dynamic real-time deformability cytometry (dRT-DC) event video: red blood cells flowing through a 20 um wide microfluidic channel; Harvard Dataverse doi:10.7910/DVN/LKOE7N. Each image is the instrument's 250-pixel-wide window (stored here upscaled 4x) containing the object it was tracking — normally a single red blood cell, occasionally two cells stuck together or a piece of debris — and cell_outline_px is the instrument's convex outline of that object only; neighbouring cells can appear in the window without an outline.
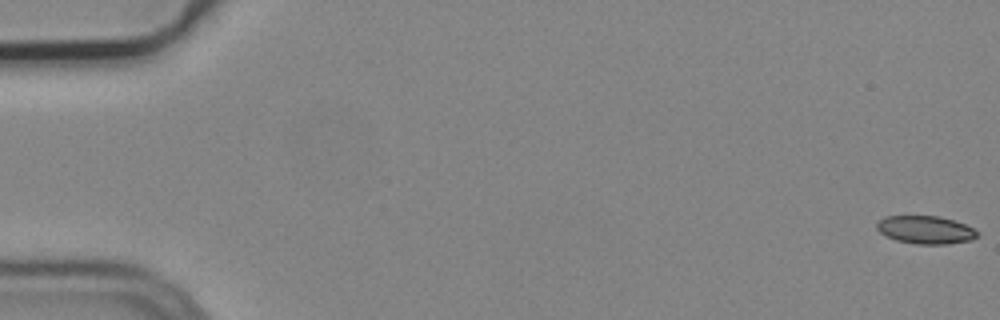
{"species": "common noctule bat (a hibernating species)", "species_latin": "Nyctalus noctula", "temperature_condition": "cold", "stored_images_in_passage": 5, "camera_frame_rate_fps": 3000, "um_per_image_px": 0.085, "animal": {"sex": "male", "body_mass_g": 19.2, "forearm_length_mm": 51.8}, "frame": {"image": 1, "passage_image": 1, "time_ms": 0.0, "image_size_px": [1000, 320], "cell_outline_px": [[980, 232], [972, 240], [948, 244], [916, 244], [896, 240], [880, 232], [876, 228], [876, 224], [884, 216], [940, 216], [964, 224]], "centroid_in_image_um": [78.67, 19.53], "position_along_channel_um": 6.3, "area_um2": 16.3}}